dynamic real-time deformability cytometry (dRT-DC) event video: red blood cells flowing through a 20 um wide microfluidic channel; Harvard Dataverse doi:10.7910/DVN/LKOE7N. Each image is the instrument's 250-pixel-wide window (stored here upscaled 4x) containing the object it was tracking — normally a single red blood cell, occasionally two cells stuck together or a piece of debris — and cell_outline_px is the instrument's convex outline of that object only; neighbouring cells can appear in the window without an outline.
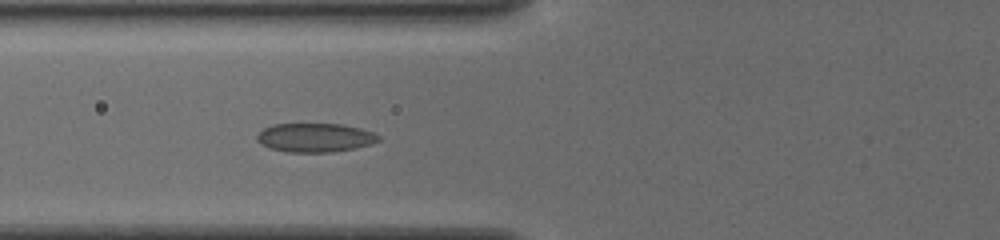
{"species": "common noctule bat (a hibernating species)", "species_latin": "Nyctalus noctula", "temperature_condition": "cold", "stored_images_in_passage": 35, "camera_frame_rate_fps": 3000, "um_per_image_px": 0.085, "animal": {"sex": "female", "body_mass_g": 19.5, "forearm_length_mm": 54.1}, "frame": {"image": 1, "passage_image": 11, "time_ms": 3.333, "image_size_px": [1000, 240], "cell_outline_px": [[380, 140], [372, 144], [356, 148], [332, 152], [288, 152], [268, 148], [260, 144], [256, 140], [256, 136], [264, 128], [272, 124], [340, 124], [360, 128], [372, 132], [380, 136]], "centroid_in_image_um": [26.77, 11.7], "position_along_channel_um": 99.0, "area_um2": 20.58}}
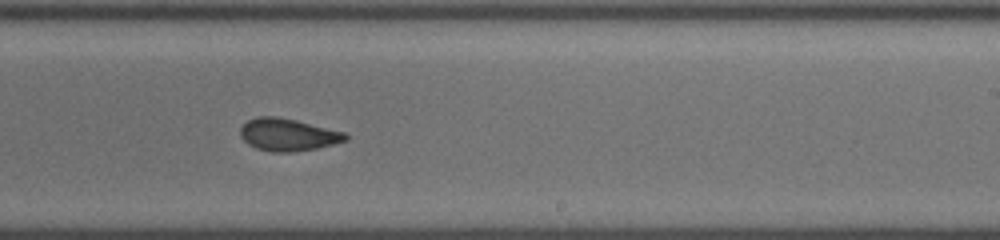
{"frame": {"image": 2, "passage_image": 23, "time_ms": 7.333, "image_size_px": [1000, 240], "cell_outline_px": [[348, 140], [316, 148], [292, 152], [272, 152], [256, 148], [248, 144], [240, 136], [240, 128], [248, 120], [256, 116], [276, 116], [296, 120], [344, 132], [348, 136]], "centroid_in_image_um": [24.44, 11.44], "position_along_channel_um": 264.6, "area_um2": 19.77}}
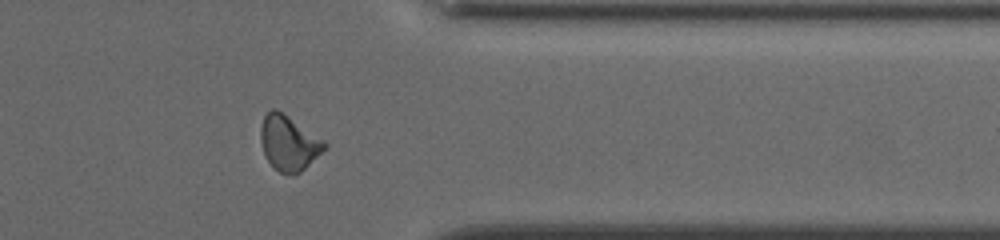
{"frame": {"image": 3, "passage_image": 33, "time_ms": 10.667, "image_size_px": [1000, 240], "cell_outline_px": [[328, 144], [300, 172], [280, 172], [268, 160], [264, 152], [260, 140], [260, 128], [264, 116], [272, 108], [276, 108], [324, 140]], "centroid_in_image_um": [24.51, 12.1], "position_along_channel_um": 386.9, "area_um2": 19.71}, "authors_computed_cell_mechanics": {"area_um2": 20.2878, "velocity_mm_per_s": 3.8318, "shape_relaxation_time_tau1_ms": 7.821, "shape_relaxation_time_tau2_ms": 2.0857, "deformation_change_tau1": 0.1561, "deformation_change_tau2": 0.0786}}